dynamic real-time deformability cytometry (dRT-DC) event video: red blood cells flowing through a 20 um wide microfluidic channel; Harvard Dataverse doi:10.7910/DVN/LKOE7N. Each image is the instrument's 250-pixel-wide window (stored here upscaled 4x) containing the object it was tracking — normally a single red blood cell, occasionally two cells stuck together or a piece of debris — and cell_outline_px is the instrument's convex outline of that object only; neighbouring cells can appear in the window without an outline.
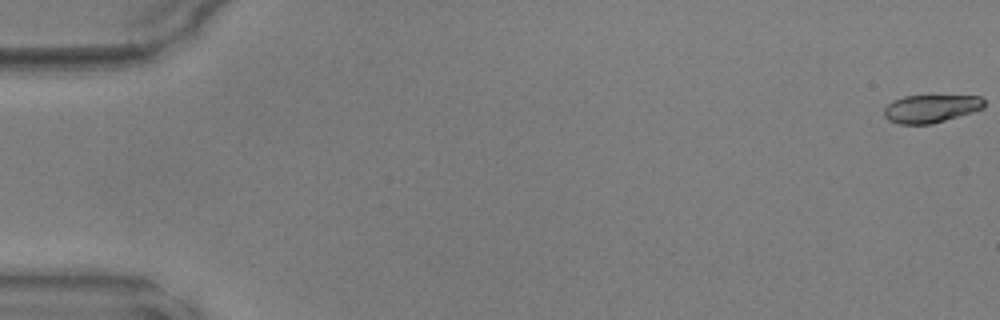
{"species": "common noctule bat (a hibernating species)", "species_latin": "Nyctalus noctula", "temperature_condition": "warm", "stored_images_in_passage": 49, "camera_frame_rate_fps": 3000, "um_per_image_px": 0.085, "animal": {"sex": "male", "body_mass_g": 17.9, "forearm_length_mm": 54.2}, "frame": {"image": 1, "passage_image": 1, "time_ms": 0.0, "image_size_px": [1000, 320], "cell_outline_px": [[984, 108], [972, 112], [932, 124], [900, 124], [888, 120], [884, 116], [884, 108], [892, 100], [904, 96], [980, 96], [984, 100]], "centroid_in_image_um": [79.1, 9.23], "position_along_channel_um": 5.9, "area_um2": 16.24}}
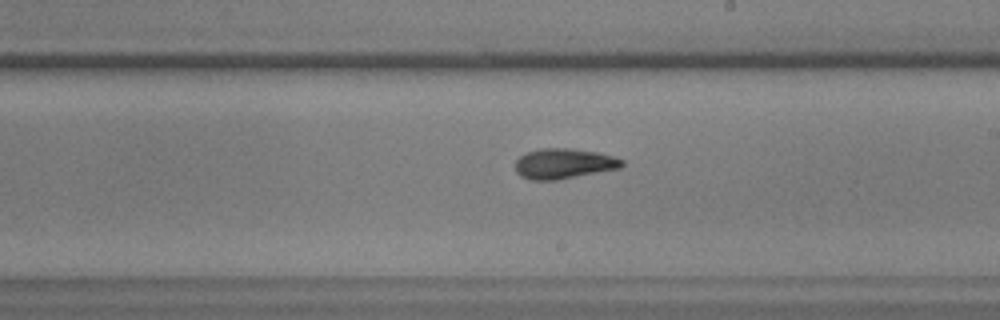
{"frame": {"image": 2, "passage_image": 29, "time_ms": 9.333, "image_size_px": [1000, 320], "cell_outline_px": [[624, 164], [620, 168], [556, 180], [528, 180], [520, 176], [516, 172], [516, 160], [520, 156], [528, 152], [540, 148], [568, 148], [596, 152], [612, 156], [624, 160]], "centroid_in_image_um": [47.9, 13.91], "position_along_channel_um": 241.1, "area_um2": 18.73}}
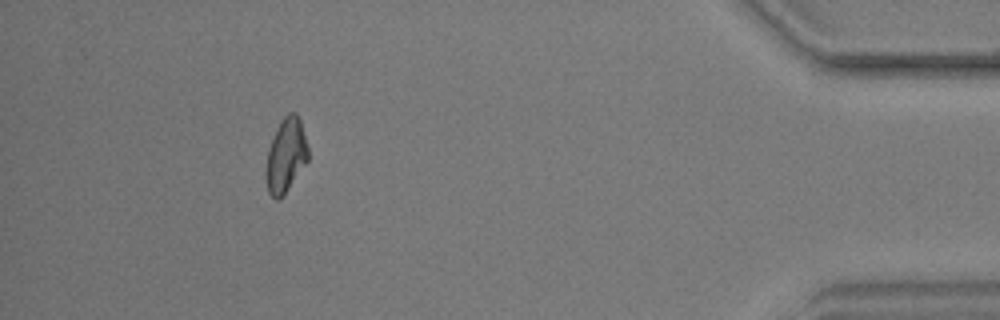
{"frame": {"image": 3, "passage_image": 45, "time_ms": 14.667, "image_size_px": [1000, 320], "cell_outline_px": [[308, 160], [284, 196], [280, 200], [276, 200], [268, 192], [264, 176], [264, 172], [268, 148], [276, 128], [280, 120], [288, 112], [296, 112], [300, 120], [308, 148]], "centroid_in_image_um": [24.27, 13.24], "position_along_channel_um": 410.9, "area_um2": 18.55}}